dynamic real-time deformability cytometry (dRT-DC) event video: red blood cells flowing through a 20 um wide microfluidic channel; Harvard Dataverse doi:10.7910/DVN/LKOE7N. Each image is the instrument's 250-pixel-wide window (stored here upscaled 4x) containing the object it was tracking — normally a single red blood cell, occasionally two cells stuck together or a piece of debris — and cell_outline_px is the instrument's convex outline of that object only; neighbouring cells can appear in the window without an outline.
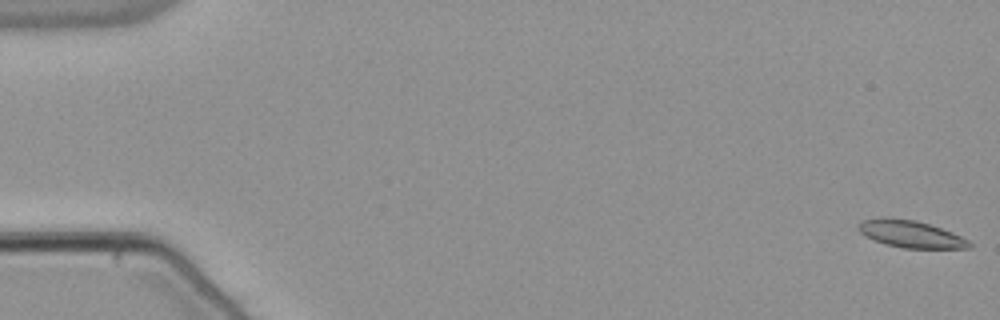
{"species": "common noctule bat (a hibernating species)", "species_latin": "Nyctalus noctula", "temperature_condition": "warm", "stored_images_in_passage": 56, "camera_frame_rate_fps": 3000, "um_per_image_px": 0.085, "animal": {"sex": "male", "body_mass_g": 21.5, "forearm_length_mm": 52.0}, "frame": {"image": 1, "passage_image": 1, "time_ms": 0.0, "image_size_px": [1000, 320], "cell_outline_px": [[972, 248], [904, 248], [884, 244], [864, 236], [860, 232], [860, 224], [864, 220], [880, 216], [884, 216], [916, 220], [952, 232], [968, 240], [972, 244]], "centroid_in_image_um": [77.4, 19.88], "position_along_channel_um": 7.6, "area_um2": 17.51}}
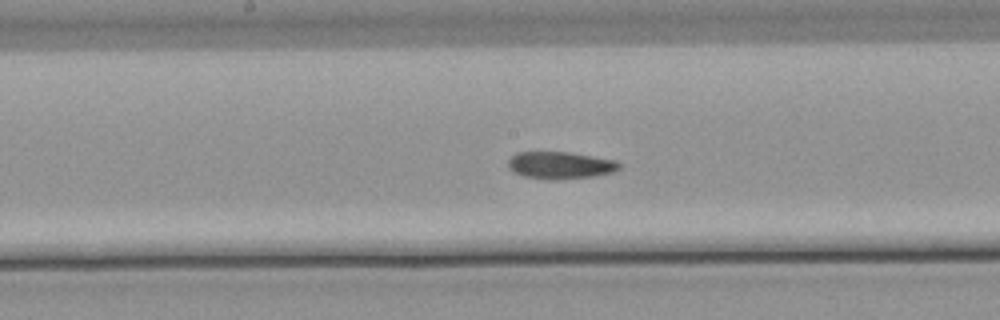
{"frame": {"image": 2, "passage_image": 29, "time_ms": 9.333, "image_size_px": [1000, 320], "cell_outline_px": [[620, 168], [616, 172], [596, 176], [556, 180], [548, 180], [524, 176], [512, 172], [508, 168], [508, 160], [516, 152], [568, 152], [616, 160], [620, 164]], "centroid_in_image_um": [47.63, 14.06], "position_along_channel_um": 200.6, "area_um2": 17.86}}
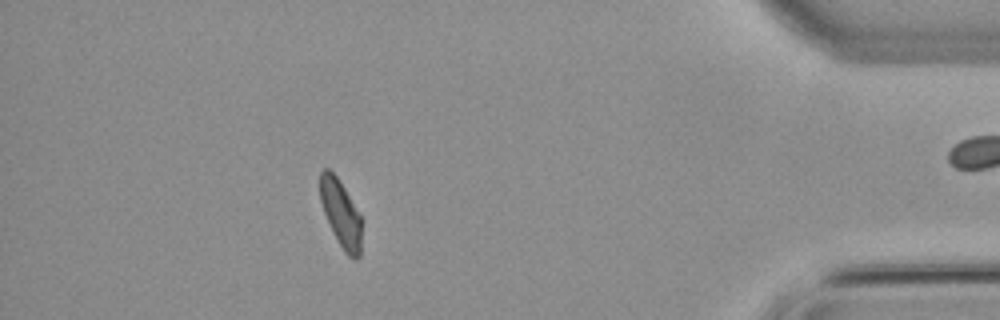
{"frame": {"image": 3, "passage_image": 49, "time_ms": 16.0, "image_size_px": [1000, 320], "cell_outline_px": [[360, 256], [356, 260], [352, 260], [344, 252], [324, 212], [320, 200], [320, 172], [324, 168], [328, 168], [336, 176], [344, 188], [360, 216]], "centroid_in_image_um": [28.96, 18.15], "position_along_channel_um": 406.2, "area_um2": 15.66}, "authors_computed_cell_mechanics": {"area_um2": 17.7735, "velocity_mm_per_s": 3.8165, "shape_relaxation_time_tau1_ms": 7.4476, "shape_relaxation_time_tau2_ms": 10.9376, "deformation_change_tau1": 0.1591, "deformation_change_tau2": 0.1594}}